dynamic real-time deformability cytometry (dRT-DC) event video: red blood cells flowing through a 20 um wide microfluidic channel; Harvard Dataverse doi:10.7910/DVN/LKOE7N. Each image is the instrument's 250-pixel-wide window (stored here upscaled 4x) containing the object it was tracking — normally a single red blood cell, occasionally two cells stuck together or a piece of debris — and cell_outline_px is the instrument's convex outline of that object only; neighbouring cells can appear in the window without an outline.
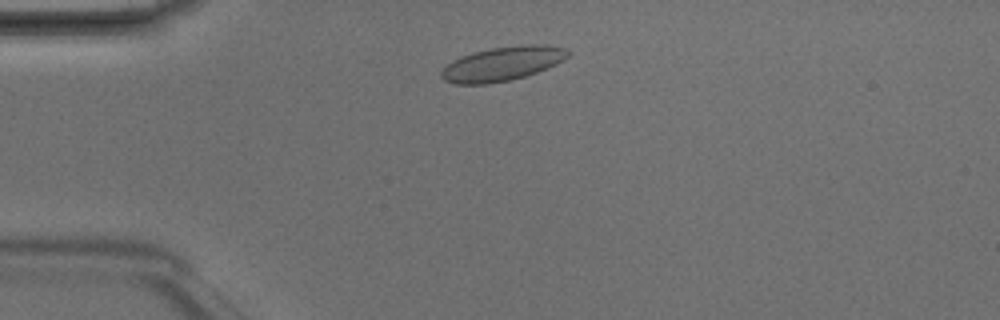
{"species": "Egyptian fruit bat (a non-hibernating species)", "species_latin": "Rousettus aegyptiacus", "temperature_condition": "room temperature", "stored_images_in_passage": 4, "camera_frame_rate_fps": 3000, "um_per_image_px": 0.085, "animal": {"sex": "male"}, "frame": {"image": 1, "passage_image": 1, "time_ms": 0.0, "image_size_px": [1000, 320], "cell_outline_px": [[568, 56], [564, 60], [556, 64], [536, 72], [524, 76], [508, 80], [488, 84], [456, 84], [444, 80], [440, 76], [440, 72], [452, 60], [460, 56], [492, 48], [524, 44], [544, 44], [564, 48], [568, 52]], "centroid_in_image_um": [42.68, 5.42], "position_along_channel_um": 42.3, "area_um2": 24.97}}